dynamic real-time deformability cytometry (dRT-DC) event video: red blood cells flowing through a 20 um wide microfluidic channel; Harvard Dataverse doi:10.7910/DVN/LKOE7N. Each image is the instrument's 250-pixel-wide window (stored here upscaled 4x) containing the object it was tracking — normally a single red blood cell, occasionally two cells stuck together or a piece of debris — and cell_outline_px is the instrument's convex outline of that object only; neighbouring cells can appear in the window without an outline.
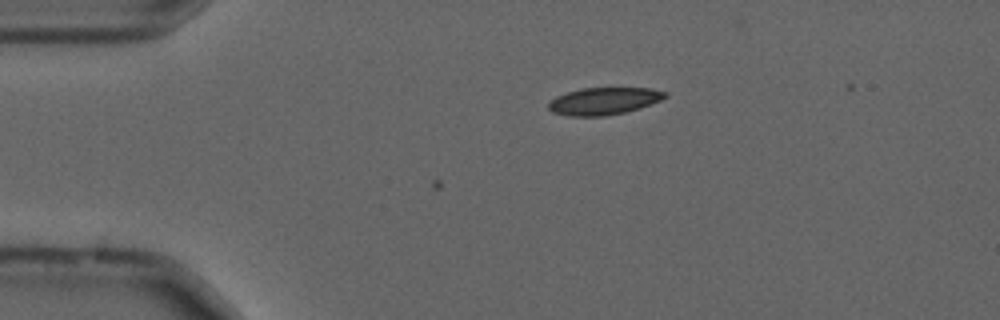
{"species": "common noctule bat (a hibernating species)", "species_latin": "Nyctalus noctula", "temperature_condition": "cold", "stored_images_in_passage": 2, "camera_frame_rate_fps": 3000, "um_per_image_px": 0.085, "animal": {"sex": "male", "forearm_length_mm": 52.5}, "frame": {"image": 1, "passage_image": 2, "time_ms": 0.333, "image_size_px": [1000, 320], "cell_outline_px": [[668, 96], [660, 100], [640, 108], [624, 112], [604, 116], [568, 116], [552, 112], [548, 108], [548, 104], [556, 96], [580, 88], [652, 88], [668, 92]], "centroid_in_image_um": [51.34, 8.59], "position_along_channel_um": 33.7, "area_um2": 18.5}}